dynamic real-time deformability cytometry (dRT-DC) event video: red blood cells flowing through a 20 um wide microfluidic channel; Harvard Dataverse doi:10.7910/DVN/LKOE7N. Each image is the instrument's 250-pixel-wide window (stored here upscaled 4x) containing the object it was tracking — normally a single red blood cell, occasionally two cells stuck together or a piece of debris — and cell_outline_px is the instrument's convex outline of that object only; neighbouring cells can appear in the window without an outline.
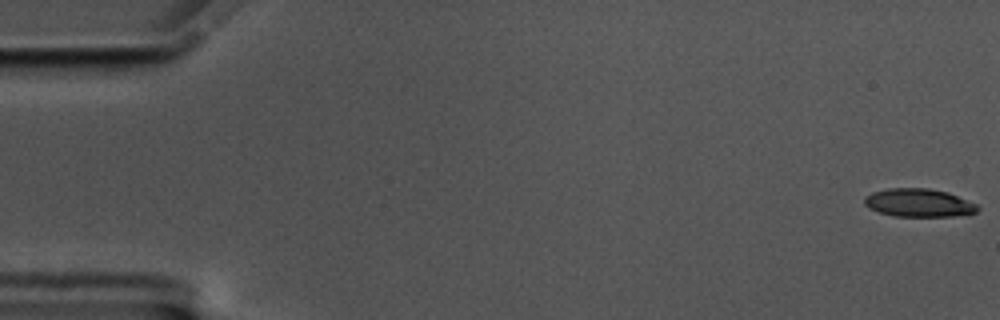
{"species": "common noctule bat (a hibernating species)", "species_latin": "Nyctalus noctula", "temperature_condition": "cold", "stored_images_in_passage": 9, "camera_frame_rate_fps": 3000, "um_per_image_px": 0.085, "animal": {"sex": "male", "body_mass_g": 17.5, "forearm_length_mm": 52.3}, "frame": {"image": 1, "passage_image": 1, "time_ms": 0.0, "image_size_px": [1000, 320], "cell_outline_px": [[980, 208], [976, 212], [952, 216], [892, 216], [868, 208], [864, 204], [864, 196], [872, 192], [888, 188], [928, 188], [948, 192], [976, 204]], "centroid_in_image_um": [78.05, 17.23], "position_along_channel_um": 6.9, "area_um2": 18.55}}